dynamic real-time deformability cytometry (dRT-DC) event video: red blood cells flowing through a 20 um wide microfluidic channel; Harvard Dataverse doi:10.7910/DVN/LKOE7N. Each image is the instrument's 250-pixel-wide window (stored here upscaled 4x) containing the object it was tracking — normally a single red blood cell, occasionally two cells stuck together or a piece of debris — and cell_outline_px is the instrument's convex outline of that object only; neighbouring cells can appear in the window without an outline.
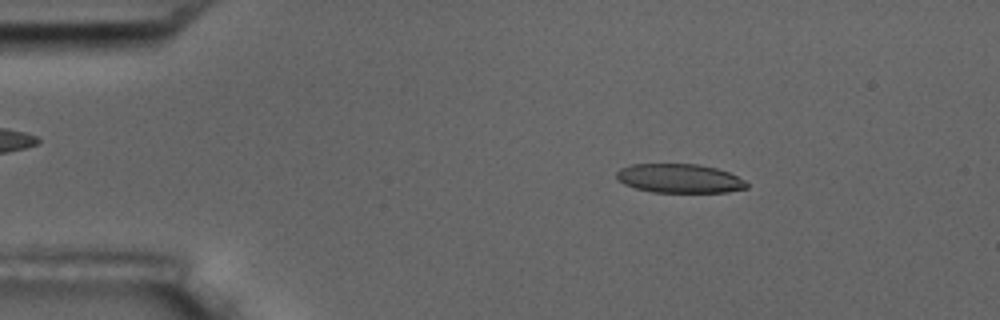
{"species": "common noctule bat (a hibernating species)", "species_latin": "Nyctalus noctula", "temperature_condition": "room temperature", "stored_images_in_passage": 4, "camera_frame_rate_fps": 3000, "um_per_image_px": 0.085, "animal": {"sex": "male", "body_mass_g": 17.5, "forearm_length_mm": 52.3}, "frame": {"image": 1, "passage_image": 2, "time_ms": 1.667, "image_size_px": [1000, 320], "cell_outline_px": [[748, 188], [728, 192], [652, 192], [636, 188], [624, 184], [616, 180], [616, 172], [620, 168], [632, 164], [700, 164], [716, 168], [728, 172], [744, 180], [748, 184]], "centroid_in_image_um": [57.74, 15.16], "position_along_channel_um": 27.3, "area_um2": 22.08}}